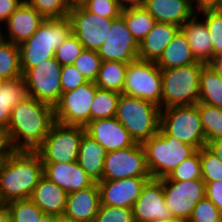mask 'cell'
Listing matches in <instances>:
<instances>
[{
	"mask_svg": "<svg viewBox=\"0 0 222 222\" xmlns=\"http://www.w3.org/2000/svg\"><path fill=\"white\" fill-rule=\"evenodd\" d=\"M59 222H70V221H67V220L61 219Z\"/></svg>",
	"mask_w": 222,
	"mask_h": 222,
	"instance_id": "obj_59",
	"label": "cell"
},
{
	"mask_svg": "<svg viewBox=\"0 0 222 222\" xmlns=\"http://www.w3.org/2000/svg\"><path fill=\"white\" fill-rule=\"evenodd\" d=\"M160 128L196 150L206 146L205 132L196 104L161 109Z\"/></svg>",
	"mask_w": 222,
	"mask_h": 222,
	"instance_id": "obj_7",
	"label": "cell"
},
{
	"mask_svg": "<svg viewBox=\"0 0 222 222\" xmlns=\"http://www.w3.org/2000/svg\"><path fill=\"white\" fill-rule=\"evenodd\" d=\"M119 98L118 92L98 88L91 105V121L115 117Z\"/></svg>",
	"mask_w": 222,
	"mask_h": 222,
	"instance_id": "obj_33",
	"label": "cell"
},
{
	"mask_svg": "<svg viewBox=\"0 0 222 222\" xmlns=\"http://www.w3.org/2000/svg\"><path fill=\"white\" fill-rule=\"evenodd\" d=\"M43 175L68 194L86 189L95 183L81 168L78 161L43 163Z\"/></svg>",
	"mask_w": 222,
	"mask_h": 222,
	"instance_id": "obj_20",
	"label": "cell"
},
{
	"mask_svg": "<svg viewBox=\"0 0 222 222\" xmlns=\"http://www.w3.org/2000/svg\"><path fill=\"white\" fill-rule=\"evenodd\" d=\"M2 28L3 26H0V39L2 38Z\"/></svg>",
	"mask_w": 222,
	"mask_h": 222,
	"instance_id": "obj_58",
	"label": "cell"
},
{
	"mask_svg": "<svg viewBox=\"0 0 222 222\" xmlns=\"http://www.w3.org/2000/svg\"><path fill=\"white\" fill-rule=\"evenodd\" d=\"M128 63L102 61L95 84L100 89L123 92Z\"/></svg>",
	"mask_w": 222,
	"mask_h": 222,
	"instance_id": "obj_29",
	"label": "cell"
},
{
	"mask_svg": "<svg viewBox=\"0 0 222 222\" xmlns=\"http://www.w3.org/2000/svg\"><path fill=\"white\" fill-rule=\"evenodd\" d=\"M29 97V92L23 77L0 82V129L8 127L12 108Z\"/></svg>",
	"mask_w": 222,
	"mask_h": 222,
	"instance_id": "obj_27",
	"label": "cell"
},
{
	"mask_svg": "<svg viewBox=\"0 0 222 222\" xmlns=\"http://www.w3.org/2000/svg\"><path fill=\"white\" fill-rule=\"evenodd\" d=\"M152 177H131L97 182L101 205L133 208L145 183Z\"/></svg>",
	"mask_w": 222,
	"mask_h": 222,
	"instance_id": "obj_17",
	"label": "cell"
},
{
	"mask_svg": "<svg viewBox=\"0 0 222 222\" xmlns=\"http://www.w3.org/2000/svg\"><path fill=\"white\" fill-rule=\"evenodd\" d=\"M106 153L107 151L101 146V144L96 142L86 133L83 135L80 142L77 161L94 182L102 180Z\"/></svg>",
	"mask_w": 222,
	"mask_h": 222,
	"instance_id": "obj_26",
	"label": "cell"
},
{
	"mask_svg": "<svg viewBox=\"0 0 222 222\" xmlns=\"http://www.w3.org/2000/svg\"><path fill=\"white\" fill-rule=\"evenodd\" d=\"M43 18H63L68 16L72 7L68 0H25Z\"/></svg>",
	"mask_w": 222,
	"mask_h": 222,
	"instance_id": "obj_37",
	"label": "cell"
},
{
	"mask_svg": "<svg viewBox=\"0 0 222 222\" xmlns=\"http://www.w3.org/2000/svg\"><path fill=\"white\" fill-rule=\"evenodd\" d=\"M199 15V17H198ZM195 14L180 27L197 61L207 64L213 58V45L206 23Z\"/></svg>",
	"mask_w": 222,
	"mask_h": 222,
	"instance_id": "obj_25",
	"label": "cell"
},
{
	"mask_svg": "<svg viewBox=\"0 0 222 222\" xmlns=\"http://www.w3.org/2000/svg\"><path fill=\"white\" fill-rule=\"evenodd\" d=\"M197 14L203 15L213 45V57L222 54V12L205 10Z\"/></svg>",
	"mask_w": 222,
	"mask_h": 222,
	"instance_id": "obj_39",
	"label": "cell"
},
{
	"mask_svg": "<svg viewBox=\"0 0 222 222\" xmlns=\"http://www.w3.org/2000/svg\"><path fill=\"white\" fill-rule=\"evenodd\" d=\"M179 30L177 25L156 22L139 43L138 59L156 62Z\"/></svg>",
	"mask_w": 222,
	"mask_h": 222,
	"instance_id": "obj_24",
	"label": "cell"
},
{
	"mask_svg": "<svg viewBox=\"0 0 222 222\" xmlns=\"http://www.w3.org/2000/svg\"><path fill=\"white\" fill-rule=\"evenodd\" d=\"M101 62L102 59L97 51L84 49L72 65L77 68L87 81L95 82Z\"/></svg>",
	"mask_w": 222,
	"mask_h": 222,
	"instance_id": "obj_38",
	"label": "cell"
},
{
	"mask_svg": "<svg viewBox=\"0 0 222 222\" xmlns=\"http://www.w3.org/2000/svg\"><path fill=\"white\" fill-rule=\"evenodd\" d=\"M221 0H192V7L197 14L198 11L215 10L218 8ZM195 3V4H194Z\"/></svg>",
	"mask_w": 222,
	"mask_h": 222,
	"instance_id": "obj_48",
	"label": "cell"
},
{
	"mask_svg": "<svg viewBox=\"0 0 222 222\" xmlns=\"http://www.w3.org/2000/svg\"><path fill=\"white\" fill-rule=\"evenodd\" d=\"M86 134L107 151L119 150L135 144L129 132L115 118L92 120L85 126Z\"/></svg>",
	"mask_w": 222,
	"mask_h": 222,
	"instance_id": "obj_18",
	"label": "cell"
},
{
	"mask_svg": "<svg viewBox=\"0 0 222 222\" xmlns=\"http://www.w3.org/2000/svg\"><path fill=\"white\" fill-rule=\"evenodd\" d=\"M187 222H222V213L209 199L205 198L193 208Z\"/></svg>",
	"mask_w": 222,
	"mask_h": 222,
	"instance_id": "obj_42",
	"label": "cell"
},
{
	"mask_svg": "<svg viewBox=\"0 0 222 222\" xmlns=\"http://www.w3.org/2000/svg\"><path fill=\"white\" fill-rule=\"evenodd\" d=\"M62 217L52 214H43L36 222H59Z\"/></svg>",
	"mask_w": 222,
	"mask_h": 222,
	"instance_id": "obj_54",
	"label": "cell"
},
{
	"mask_svg": "<svg viewBox=\"0 0 222 222\" xmlns=\"http://www.w3.org/2000/svg\"><path fill=\"white\" fill-rule=\"evenodd\" d=\"M94 222H134L133 209L101 205Z\"/></svg>",
	"mask_w": 222,
	"mask_h": 222,
	"instance_id": "obj_43",
	"label": "cell"
},
{
	"mask_svg": "<svg viewBox=\"0 0 222 222\" xmlns=\"http://www.w3.org/2000/svg\"><path fill=\"white\" fill-rule=\"evenodd\" d=\"M82 5L89 12L104 18H116L122 11L117 0H85Z\"/></svg>",
	"mask_w": 222,
	"mask_h": 222,
	"instance_id": "obj_44",
	"label": "cell"
},
{
	"mask_svg": "<svg viewBox=\"0 0 222 222\" xmlns=\"http://www.w3.org/2000/svg\"><path fill=\"white\" fill-rule=\"evenodd\" d=\"M205 63L161 70L162 109L189 106L199 102L200 73Z\"/></svg>",
	"mask_w": 222,
	"mask_h": 222,
	"instance_id": "obj_6",
	"label": "cell"
},
{
	"mask_svg": "<svg viewBox=\"0 0 222 222\" xmlns=\"http://www.w3.org/2000/svg\"><path fill=\"white\" fill-rule=\"evenodd\" d=\"M29 96L54 107L62 94V65L53 57L31 69H21Z\"/></svg>",
	"mask_w": 222,
	"mask_h": 222,
	"instance_id": "obj_10",
	"label": "cell"
},
{
	"mask_svg": "<svg viewBox=\"0 0 222 222\" xmlns=\"http://www.w3.org/2000/svg\"><path fill=\"white\" fill-rule=\"evenodd\" d=\"M143 7L159 23H170L181 27L196 13L192 0H145Z\"/></svg>",
	"mask_w": 222,
	"mask_h": 222,
	"instance_id": "obj_22",
	"label": "cell"
},
{
	"mask_svg": "<svg viewBox=\"0 0 222 222\" xmlns=\"http://www.w3.org/2000/svg\"><path fill=\"white\" fill-rule=\"evenodd\" d=\"M206 147L222 162V139L207 141Z\"/></svg>",
	"mask_w": 222,
	"mask_h": 222,
	"instance_id": "obj_49",
	"label": "cell"
},
{
	"mask_svg": "<svg viewBox=\"0 0 222 222\" xmlns=\"http://www.w3.org/2000/svg\"><path fill=\"white\" fill-rule=\"evenodd\" d=\"M8 149L4 131L0 129V156H5Z\"/></svg>",
	"mask_w": 222,
	"mask_h": 222,
	"instance_id": "obj_53",
	"label": "cell"
},
{
	"mask_svg": "<svg viewBox=\"0 0 222 222\" xmlns=\"http://www.w3.org/2000/svg\"><path fill=\"white\" fill-rule=\"evenodd\" d=\"M139 43L128 30L124 17L114 18L110 33L97 53L102 61L130 63L138 59Z\"/></svg>",
	"mask_w": 222,
	"mask_h": 222,
	"instance_id": "obj_15",
	"label": "cell"
},
{
	"mask_svg": "<svg viewBox=\"0 0 222 222\" xmlns=\"http://www.w3.org/2000/svg\"><path fill=\"white\" fill-rule=\"evenodd\" d=\"M142 147L148 171L152 178L167 177L181 162L197 150L174 136H169L160 127L157 134L144 141Z\"/></svg>",
	"mask_w": 222,
	"mask_h": 222,
	"instance_id": "obj_4",
	"label": "cell"
},
{
	"mask_svg": "<svg viewBox=\"0 0 222 222\" xmlns=\"http://www.w3.org/2000/svg\"><path fill=\"white\" fill-rule=\"evenodd\" d=\"M206 198L209 199L222 213V181L205 182Z\"/></svg>",
	"mask_w": 222,
	"mask_h": 222,
	"instance_id": "obj_46",
	"label": "cell"
},
{
	"mask_svg": "<svg viewBox=\"0 0 222 222\" xmlns=\"http://www.w3.org/2000/svg\"><path fill=\"white\" fill-rule=\"evenodd\" d=\"M68 193L43 176L30 196V200L44 212L63 217Z\"/></svg>",
	"mask_w": 222,
	"mask_h": 222,
	"instance_id": "obj_23",
	"label": "cell"
},
{
	"mask_svg": "<svg viewBox=\"0 0 222 222\" xmlns=\"http://www.w3.org/2000/svg\"><path fill=\"white\" fill-rule=\"evenodd\" d=\"M43 18L31 5L26 1L14 11V13L4 23L6 36L2 29V38L20 45L29 39L38 29V26L44 21ZM7 28V29H6Z\"/></svg>",
	"mask_w": 222,
	"mask_h": 222,
	"instance_id": "obj_21",
	"label": "cell"
},
{
	"mask_svg": "<svg viewBox=\"0 0 222 222\" xmlns=\"http://www.w3.org/2000/svg\"><path fill=\"white\" fill-rule=\"evenodd\" d=\"M166 178L170 181L202 179L200 149L181 162Z\"/></svg>",
	"mask_w": 222,
	"mask_h": 222,
	"instance_id": "obj_35",
	"label": "cell"
},
{
	"mask_svg": "<svg viewBox=\"0 0 222 222\" xmlns=\"http://www.w3.org/2000/svg\"><path fill=\"white\" fill-rule=\"evenodd\" d=\"M69 17L44 19L36 32L19 45L21 69H31L53 58L71 33Z\"/></svg>",
	"mask_w": 222,
	"mask_h": 222,
	"instance_id": "obj_3",
	"label": "cell"
},
{
	"mask_svg": "<svg viewBox=\"0 0 222 222\" xmlns=\"http://www.w3.org/2000/svg\"><path fill=\"white\" fill-rule=\"evenodd\" d=\"M122 93L151 101L162 109V76L156 62L136 59L128 63Z\"/></svg>",
	"mask_w": 222,
	"mask_h": 222,
	"instance_id": "obj_9",
	"label": "cell"
},
{
	"mask_svg": "<svg viewBox=\"0 0 222 222\" xmlns=\"http://www.w3.org/2000/svg\"><path fill=\"white\" fill-rule=\"evenodd\" d=\"M160 107L155 103L120 94L115 118L129 132L135 143L157 134L160 127Z\"/></svg>",
	"mask_w": 222,
	"mask_h": 222,
	"instance_id": "obj_5",
	"label": "cell"
},
{
	"mask_svg": "<svg viewBox=\"0 0 222 222\" xmlns=\"http://www.w3.org/2000/svg\"><path fill=\"white\" fill-rule=\"evenodd\" d=\"M0 222H10V211L7 203H0Z\"/></svg>",
	"mask_w": 222,
	"mask_h": 222,
	"instance_id": "obj_52",
	"label": "cell"
},
{
	"mask_svg": "<svg viewBox=\"0 0 222 222\" xmlns=\"http://www.w3.org/2000/svg\"><path fill=\"white\" fill-rule=\"evenodd\" d=\"M207 64L222 77V54L214 56Z\"/></svg>",
	"mask_w": 222,
	"mask_h": 222,
	"instance_id": "obj_51",
	"label": "cell"
},
{
	"mask_svg": "<svg viewBox=\"0 0 222 222\" xmlns=\"http://www.w3.org/2000/svg\"><path fill=\"white\" fill-rule=\"evenodd\" d=\"M216 10L219 11V12H222V0H221L220 4H219V6Z\"/></svg>",
	"mask_w": 222,
	"mask_h": 222,
	"instance_id": "obj_57",
	"label": "cell"
},
{
	"mask_svg": "<svg viewBox=\"0 0 222 222\" xmlns=\"http://www.w3.org/2000/svg\"><path fill=\"white\" fill-rule=\"evenodd\" d=\"M24 1L25 0H0V26L8 20Z\"/></svg>",
	"mask_w": 222,
	"mask_h": 222,
	"instance_id": "obj_47",
	"label": "cell"
},
{
	"mask_svg": "<svg viewBox=\"0 0 222 222\" xmlns=\"http://www.w3.org/2000/svg\"><path fill=\"white\" fill-rule=\"evenodd\" d=\"M85 127L54 122L42 143L35 149L42 163H67L78 160Z\"/></svg>",
	"mask_w": 222,
	"mask_h": 222,
	"instance_id": "obj_8",
	"label": "cell"
},
{
	"mask_svg": "<svg viewBox=\"0 0 222 222\" xmlns=\"http://www.w3.org/2000/svg\"><path fill=\"white\" fill-rule=\"evenodd\" d=\"M153 222H182V221L177 220V219H170V220H156Z\"/></svg>",
	"mask_w": 222,
	"mask_h": 222,
	"instance_id": "obj_56",
	"label": "cell"
},
{
	"mask_svg": "<svg viewBox=\"0 0 222 222\" xmlns=\"http://www.w3.org/2000/svg\"><path fill=\"white\" fill-rule=\"evenodd\" d=\"M19 45L0 39V80L22 77Z\"/></svg>",
	"mask_w": 222,
	"mask_h": 222,
	"instance_id": "obj_32",
	"label": "cell"
},
{
	"mask_svg": "<svg viewBox=\"0 0 222 222\" xmlns=\"http://www.w3.org/2000/svg\"><path fill=\"white\" fill-rule=\"evenodd\" d=\"M199 86V102L222 107V77L208 64L201 69Z\"/></svg>",
	"mask_w": 222,
	"mask_h": 222,
	"instance_id": "obj_30",
	"label": "cell"
},
{
	"mask_svg": "<svg viewBox=\"0 0 222 222\" xmlns=\"http://www.w3.org/2000/svg\"><path fill=\"white\" fill-rule=\"evenodd\" d=\"M71 31L84 49L98 51L110 33L114 18H104L89 12L82 4L73 5L68 13Z\"/></svg>",
	"mask_w": 222,
	"mask_h": 222,
	"instance_id": "obj_13",
	"label": "cell"
},
{
	"mask_svg": "<svg viewBox=\"0 0 222 222\" xmlns=\"http://www.w3.org/2000/svg\"><path fill=\"white\" fill-rule=\"evenodd\" d=\"M164 199L174 219L187 222L193 208L206 198V184L202 179L170 181L163 178Z\"/></svg>",
	"mask_w": 222,
	"mask_h": 222,
	"instance_id": "obj_12",
	"label": "cell"
},
{
	"mask_svg": "<svg viewBox=\"0 0 222 222\" xmlns=\"http://www.w3.org/2000/svg\"><path fill=\"white\" fill-rule=\"evenodd\" d=\"M131 177H151L141 144L106 153L101 181L120 180Z\"/></svg>",
	"mask_w": 222,
	"mask_h": 222,
	"instance_id": "obj_14",
	"label": "cell"
},
{
	"mask_svg": "<svg viewBox=\"0 0 222 222\" xmlns=\"http://www.w3.org/2000/svg\"><path fill=\"white\" fill-rule=\"evenodd\" d=\"M121 15L138 43L147 36L156 23L155 18L143 6L122 10Z\"/></svg>",
	"mask_w": 222,
	"mask_h": 222,
	"instance_id": "obj_31",
	"label": "cell"
},
{
	"mask_svg": "<svg viewBox=\"0 0 222 222\" xmlns=\"http://www.w3.org/2000/svg\"><path fill=\"white\" fill-rule=\"evenodd\" d=\"M88 82L74 65H63L61 70L62 93L75 90Z\"/></svg>",
	"mask_w": 222,
	"mask_h": 222,
	"instance_id": "obj_45",
	"label": "cell"
},
{
	"mask_svg": "<svg viewBox=\"0 0 222 222\" xmlns=\"http://www.w3.org/2000/svg\"><path fill=\"white\" fill-rule=\"evenodd\" d=\"M119 7L121 10L142 7L144 5L145 0H117Z\"/></svg>",
	"mask_w": 222,
	"mask_h": 222,
	"instance_id": "obj_50",
	"label": "cell"
},
{
	"mask_svg": "<svg viewBox=\"0 0 222 222\" xmlns=\"http://www.w3.org/2000/svg\"><path fill=\"white\" fill-rule=\"evenodd\" d=\"M202 180L204 182L222 181V162L206 146L200 149Z\"/></svg>",
	"mask_w": 222,
	"mask_h": 222,
	"instance_id": "obj_40",
	"label": "cell"
},
{
	"mask_svg": "<svg viewBox=\"0 0 222 222\" xmlns=\"http://www.w3.org/2000/svg\"><path fill=\"white\" fill-rule=\"evenodd\" d=\"M85 0H68L71 6L82 4Z\"/></svg>",
	"mask_w": 222,
	"mask_h": 222,
	"instance_id": "obj_55",
	"label": "cell"
},
{
	"mask_svg": "<svg viewBox=\"0 0 222 222\" xmlns=\"http://www.w3.org/2000/svg\"><path fill=\"white\" fill-rule=\"evenodd\" d=\"M54 122V107L27 97L12 108L8 127L4 130L8 148L35 150Z\"/></svg>",
	"mask_w": 222,
	"mask_h": 222,
	"instance_id": "obj_1",
	"label": "cell"
},
{
	"mask_svg": "<svg viewBox=\"0 0 222 222\" xmlns=\"http://www.w3.org/2000/svg\"><path fill=\"white\" fill-rule=\"evenodd\" d=\"M196 105L198 106L206 141L222 139V107L201 102Z\"/></svg>",
	"mask_w": 222,
	"mask_h": 222,
	"instance_id": "obj_34",
	"label": "cell"
},
{
	"mask_svg": "<svg viewBox=\"0 0 222 222\" xmlns=\"http://www.w3.org/2000/svg\"><path fill=\"white\" fill-rule=\"evenodd\" d=\"M194 63H202L196 60L185 34L180 29L170 44L165 48L156 65L161 70L173 67L187 66Z\"/></svg>",
	"mask_w": 222,
	"mask_h": 222,
	"instance_id": "obj_28",
	"label": "cell"
},
{
	"mask_svg": "<svg viewBox=\"0 0 222 222\" xmlns=\"http://www.w3.org/2000/svg\"><path fill=\"white\" fill-rule=\"evenodd\" d=\"M97 89L95 82L88 81L75 90L62 93L54 106V120L85 127L91 121V105Z\"/></svg>",
	"mask_w": 222,
	"mask_h": 222,
	"instance_id": "obj_11",
	"label": "cell"
},
{
	"mask_svg": "<svg viewBox=\"0 0 222 222\" xmlns=\"http://www.w3.org/2000/svg\"><path fill=\"white\" fill-rule=\"evenodd\" d=\"M134 222L174 219L164 199L163 178L149 179L133 205Z\"/></svg>",
	"mask_w": 222,
	"mask_h": 222,
	"instance_id": "obj_16",
	"label": "cell"
},
{
	"mask_svg": "<svg viewBox=\"0 0 222 222\" xmlns=\"http://www.w3.org/2000/svg\"><path fill=\"white\" fill-rule=\"evenodd\" d=\"M100 206V191L95 182L86 189L68 194L62 219L70 222H94Z\"/></svg>",
	"mask_w": 222,
	"mask_h": 222,
	"instance_id": "obj_19",
	"label": "cell"
},
{
	"mask_svg": "<svg viewBox=\"0 0 222 222\" xmlns=\"http://www.w3.org/2000/svg\"><path fill=\"white\" fill-rule=\"evenodd\" d=\"M5 156H0V163H1V161H2V159L4 158Z\"/></svg>",
	"mask_w": 222,
	"mask_h": 222,
	"instance_id": "obj_60",
	"label": "cell"
},
{
	"mask_svg": "<svg viewBox=\"0 0 222 222\" xmlns=\"http://www.w3.org/2000/svg\"><path fill=\"white\" fill-rule=\"evenodd\" d=\"M7 205L10 222H36L44 214L30 199L14 200Z\"/></svg>",
	"mask_w": 222,
	"mask_h": 222,
	"instance_id": "obj_36",
	"label": "cell"
},
{
	"mask_svg": "<svg viewBox=\"0 0 222 222\" xmlns=\"http://www.w3.org/2000/svg\"><path fill=\"white\" fill-rule=\"evenodd\" d=\"M43 176L36 150L8 149L0 163V202L29 199Z\"/></svg>",
	"mask_w": 222,
	"mask_h": 222,
	"instance_id": "obj_2",
	"label": "cell"
},
{
	"mask_svg": "<svg viewBox=\"0 0 222 222\" xmlns=\"http://www.w3.org/2000/svg\"><path fill=\"white\" fill-rule=\"evenodd\" d=\"M84 50L83 44L71 32L63 43L56 49L54 58L63 65H72Z\"/></svg>",
	"mask_w": 222,
	"mask_h": 222,
	"instance_id": "obj_41",
	"label": "cell"
}]
</instances>
